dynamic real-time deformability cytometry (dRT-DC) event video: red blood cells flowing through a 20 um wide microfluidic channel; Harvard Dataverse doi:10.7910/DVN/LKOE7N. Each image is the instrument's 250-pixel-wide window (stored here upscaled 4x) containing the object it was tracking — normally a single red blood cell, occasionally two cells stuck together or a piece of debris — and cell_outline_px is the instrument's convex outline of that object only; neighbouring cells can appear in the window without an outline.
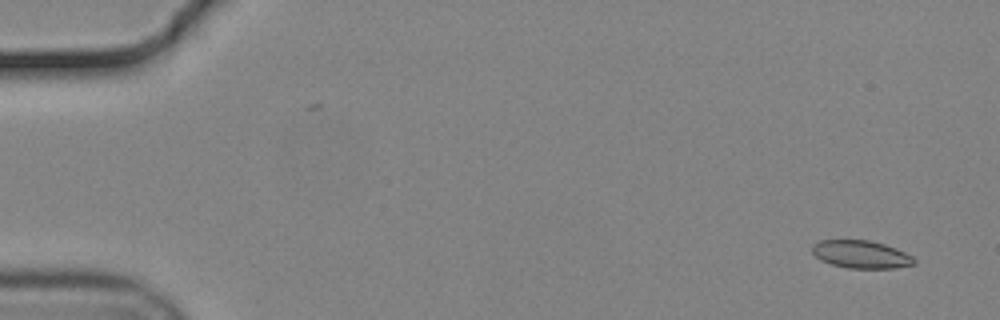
{"species": "common noctule bat (a hibernating species)", "species_latin": "Nyctalus noctula", "temperature_condition": "cold", "stored_images_in_passage": 57, "camera_frame_rate_fps": 3000, "um_per_image_px": 0.085, "animal": {"sex": "male", "body_mass_g": 19.2, "forearm_length_mm": 51.8}, "frame": {"image": 1, "passage_image": 4, "time_ms": 1.0, "image_size_px": [1000, 320], "cell_outline_px": [[916, 264], [896, 268], [848, 268], [832, 264], [820, 260], [812, 252], [812, 244], [820, 240], [868, 240], [884, 244], [896, 248], [912, 256], [916, 260]], "centroid_in_image_um": [73.2, 21.62], "position_along_channel_um": 11.8, "area_um2": 16.53}}
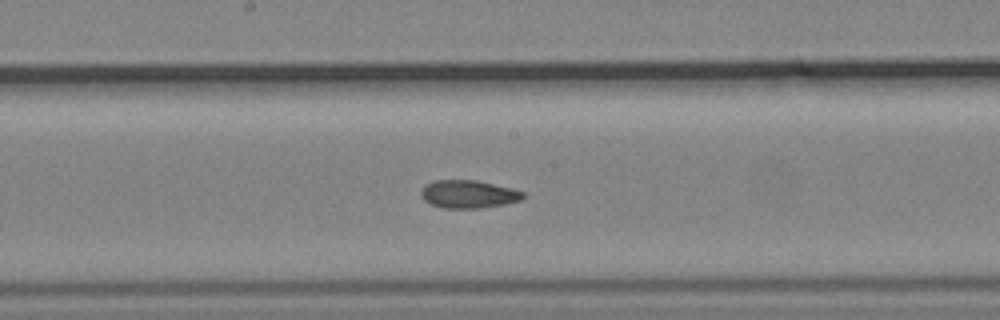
{"frame": {"image": 2, "passage_image": 31, "time_ms": 10.0, "image_size_px": [1000, 320], "cell_outline_px": [[524, 196], [520, 200], [504, 204], [480, 208], [444, 208], [432, 204], [424, 200], [420, 196], [420, 188], [424, 184], [436, 180], [476, 180], [512, 188], [524, 192]], "centroid_in_image_um": [39.77, 16.49], "position_along_channel_um": 208.4, "area_um2": 16.65}}
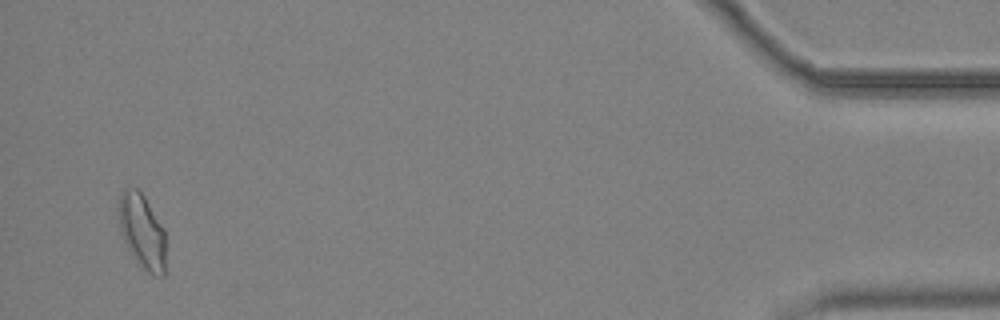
{"frame": {"image": 3, "passage_image": 55, "time_ms": 18.0, "image_size_px": [1000, 320], "cell_outline_px": [[164, 276], [156, 276], [144, 268], [140, 264], [124, 240], [120, 228], [120, 192], [124, 188], [136, 188], [144, 196], [164, 228]], "centroid_in_image_um": [12.1, 19.62], "position_along_channel_um": 423.1, "area_um2": 19.59}, "authors_computed_cell_mechanics": {"area_um2": 17.051, "velocity_mm_per_s": 3.7019, "shape_relaxation_time_tau1_ms": null, "shape_relaxation_time_tau2_ms": 3.7869, "deformation_change_tau1": null, "deformation_change_tau2": 0.0711}}